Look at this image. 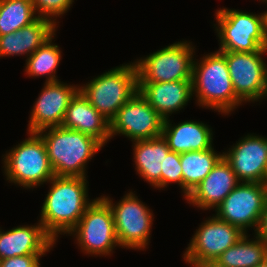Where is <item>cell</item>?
Instances as JSON below:
<instances>
[{
	"label": "cell",
	"instance_id": "obj_22",
	"mask_svg": "<svg viewBox=\"0 0 267 267\" xmlns=\"http://www.w3.org/2000/svg\"><path fill=\"white\" fill-rule=\"evenodd\" d=\"M135 171L152 187L161 190V171L171 151L163 136L133 141Z\"/></svg>",
	"mask_w": 267,
	"mask_h": 267
},
{
	"label": "cell",
	"instance_id": "obj_24",
	"mask_svg": "<svg viewBox=\"0 0 267 267\" xmlns=\"http://www.w3.org/2000/svg\"><path fill=\"white\" fill-rule=\"evenodd\" d=\"M246 233L218 258L217 262L226 267H255L267 258V244L256 233Z\"/></svg>",
	"mask_w": 267,
	"mask_h": 267
},
{
	"label": "cell",
	"instance_id": "obj_6",
	"mask_svg": "<svg viewBox=\"0 0 267 267\" xmlns=\"http://www.w3.org/2000/svg\"><path fill=\"white\" fill-rule=\"evenodd\" d=\"M220 52H256L267 48L262 13L220 8L215 12Z\"/></svg>",
	"mask_w": 267,
	"mask_h": 267
},
{
	"label": "cell",
	"instance_id": "obj_12",
	"mask_svg": "<svg viewBox=\"0 0 267 267\" xmlns=\"http://www.w3.org/2000/svg\"><path fill=\"white\" fill-rule=\"evenodd\" d=\"M245 234L239 227L213 214L212 217H207L203 223L201 222L182 258L186 263L216 261L224 251L236 244Z\"/></svg>",
	"mask_w": 267,
	"mask_h": 267
},
{
	"label": "cell",
	"instance_id": "obj_34",
	"mask_svg": "<svg viewBox=\"0 0 267 267\" xmlns=\"http://www.w3.org/2000/svg\"><path fill=\"white\" fill-rule=\"evenodd\" d=\"M263 184L265 185V187H266V189H267V175H266V178H265Z\"/></svg>",
	"mask_w": 267,
	"mask_h": 267
},
{
	"label": "cell",
	"instance_id": "obj_23",
	"mask_svg": "<svg viewBox=\"0 0 267 267\" xmlns=\"http://www.w3.org/2000/svg\"><path fill=\"white\" fill-rule=\"evenodd\" d=\"M222 157L223 153H217L214 146L206 150L190 151L180 154L183 175L182 195L184 199L211 172Z\"/></svg>",
	"mask_w": 267,
	"mask_h": 267
},
{
	"label": "cell",
	"instance_id": "obj_11",
	"mask_svg": "<svg viewBox=\"0 0 267 267\" xmlns=\"http://www.w3.org/2000/svg\"><path fill=\"white\" fill-rule=\"evenodd\" d=\"M228 64L236 96L255 103L267 98V48L256 52H222Z\"/></svg>",
	"mask_w": 267,
	"mask_h": 267
},
{
	"label": "cell",
	"instance_id": "obj_33",
	"mask_svg": "<svg viewBox=\"0 0 267 267\" xmlns=\"http://www.w3.org/2000/svg\"><path fill=\"white\" fill-rule=\"evenodd\" d=\"M255 267H267V258Z\"/></svg>",
	"mask_w": 267,
	"mask_h": 267
},
{
	"label": "cell",
	"instance_id": "obj_28",
	"mask_svg": "<svg viewBox=\"0 0 267 267\" xmlns=\"http://www.w3.org/2000/svg\"><path fill=\"white\" fill-rule=\"evenodd\" d=\"M172 183L179 185L183 193L180 153L174 151H170L165 157L164 171H161V189Z\"/></svg>",
	"mask_w": 267,
	"mask_h": 267
},
{
	"label": "cell",
	"instance_id": "obj_3",
	"mask_svg": "<svg viewBox=\"0 0 267 267\" xmlns=\"http://www.w3.org/2000/svg\"><path fill=\"white\" fill-rule=\"evenodd\" d=\"M37 133L45 143L55 176L87 178V163L104 147L94 137L63 126L48 127Z\"/></svg>",
	"mask_w": 267,
	"mask_h": 267
},
{
	"label": "cell",
	"instance_id": "obj_26",
	"mask_svg": "<svg viewBox=\"0 0 267 267\" xmlns=\"http://www.w3.org/2000/svg\"><path fill=\"white\" fill-rule=\"evenodd\" d=\"M37 18L32 0H0V36L20 30Z\"/></svg>",
	"mask_w": 267,
	"mask_h": 267
},
{
	"label": "cell",
	"instance_id": "obj_14",
	"mask_svg": "<svg viewBox=\"0 0 267 267\" xmlns=\"http://www.w3.org/2000/svg\"><path fill=\"white\" fill-rule=\"evenodd\" d=\"M222 153L240 182H264L267 175L266 137L247 133Z\"/></svg>",
	"mask_w": 267,
	"mask_h": 267
},
{
	"label": "cell",
	"instance_id": "obj_29",
	"mask_svg": "<svg viewBox=\"0 0 267 267\" xmlns=\"http://www.w3.org/2000/svg\"><path fill=\"white\" fill-rule=\"evenodd\" d=\"M45 255L15 256L0 260V267H40V259Z\"/></svg>",
	"mask_w": 267,
	"mask_h": 267
},
{
	"label": "cell",
	"instance_id": "obj_31",
	"mask_svg": "<svg viewBox=\"0 0 267 267\" xmlns=\"http://www.w3.org/2000/svg\"><path fill=\"white\" fill-rule=\"evenodd\" d=\"M191 267H226L220 265L217 261H204L198 263H187Z\"/></svg>",
	"mask_w": 267,
	"mask_h": 267
},
{
	"label": "cell",
	"instance_id": "obj_2",
	"mask_svg": "<svg viewBox=\"0 0 267 267\" xmlns=\"http://www.w3.org/2000/svg\"><path fill=\"white\" fill-rule=\"evenodd\" d=\"M192 94L197 106L229 115L243 105L236 96L225 55L216 50L200 58H194Z\"/></svg>",
	"mask_w": 267,
	"mask_h": 267
},
{
	"label": "cell",
	"instance_id": "obj_1",
	"mask_svg": "<svg viewBox=\"0 0 267 267\" xmlns=\"http://www.w3.org/2000/svg\"><path fill=\"white\" fill-rule=\"evenodd\" d=\"M85 177L54 176L47 183L49 191L41 206L39 222L55 240L78 224L87 207L94 201L88 197Z\"/></svg>",
	"mask_w": 267,
	"mask_h": 267
},
{
	"label": "cell",
	"instance_id": "obj_17",
	"mask_svg": "<svg viewBox=\"0 0 267 267\" xmlns=\"http://www.w3.org/2000/svg\"><path fill=\"white\" fill-rule=\"evenodd\" d=\"M239 183L230 164L222 157L185 200L190 206L213 210Z\"/></svg>",
	"mask_w": 267,
	"mask_h": 267
},
{
	"label": "cell",
	"instance_id": "obj_32",
	"mask_svg": "<svg viewBox=\"0 0 267 267\" xmlns=\"http://www.w3.org/2000/svg\"><path fill=\"white\" fill-rule=\"evenodd\" d=\"M262 16H263V34H264L266 42H267V11H264L262 13Z\"/></svg>",
	"mask_w": 267,
	"mask_h": 267
},
{
	"label": "cell",
	"instance_id": "obj_35",
	"mask_svg": "<svg viewBox=\"0 0 267 267\" xmlns=\"http://www.w3.org/2000/svg\"><path fill=\"white\" fill-rule=\"evenodd\" d=\"M259 1H261V2H263V3H264V2H265V3L267 2V0H259Z\"/></svg>",
	"mask_w": 267,
	"mask_h": 267
},
{
	"label": "cell",
	"instance_id": "obj_25",
	"mask_svg": "<svg viewBox=\"0 0 267 267\" xmlns=\"http://www.w3.org/2000/svg\"><path fill=\"white\" fill-rule=\"evenodd\" d=\"M56 32L26 59L25 74L29 77H46L45 82L58 81L57 69L62 60L61 48L53 43Z\"/></svg>",
	"mask_w": 267,
	"mask_h": 267
},
{
	"label": "cell",
	"instance_id": "obj_13",
	"mask_svg": "<svg viewBox=\"0 0 267 267\" xmlns=\"http://www.w3.org/2000/svg\"><path fill=\"white\" fill-rule=\"evenodd\" d=\"M164 118L137 91L110 121L111 139L123 135L130 141L162 136Z\"/></svg>",
	"mask_w": 267,
	"mask_h": 267
},
{
	"label": "cell",
	"instance_id": "obj_21",
	"mask_svg": "<svg viewBox=\"0 0 267 267\" xmlns=\"http://www.w3.org/2000/svg\"><path fill=\"white\" fill-rule=\"evenodd\" d=\"M51 20L38 17L31 24L13 33L0 36V58L32 55L56 31Z\"/></svg>",
	"mask_w": 267,
	"mask_h": 267
},
{
	"label": "cell",
	"instance_id": "obj_20",
	"mask_svg": "<svg viewBox=\"0 0 267 267\" xmlns=\"http://www.w3.org/2000/svg\"><path fill=\"white\" fill-rule=\"evenodd\" d=\"M61 126L90 135L103 146L111 139L110 121L100 114L80 91L70 101Z\"/></svg>",
	"mask_w": 267,
	"mask_h": 267
},
{
	"label": "cell",
	"instance_id": "obj_4",
	"mask_svg": "<svg viewBox=\"0 0 267 267\" xmlns=\"http://www.w3.org/2000/svg\"><path fill=\"white\" fill-rule=\"evenodd\" d=\"M27 134L28 138L2 156V169L6 181L28 190L47 184L55 175L42 137L37 132Z\"/></svg>",
	"mask_w": 267,
	"mask_h": 267
},
{
	"label": "cell",
	"instance_id": "obj_8",
	"mask_svg": "<svg viewBox=\"0 0 267 267\" xmlns=\"http://www.w3.org/2000/svg\"><path fill=\"white\" fill-rule=\"evenodd\" d=\"M195 47L183 39L136 59L138 83L192 80Z\"/></svg>",
	"mask_w": 267,
	"mask_h": 267
},
{
	"label": "cell",
	"instance_id": "obj_19",
	"mask_svg": "<svg viewBox=\"0 0 267 267\" xmlns=\"http://www.w3.org/2000/svg\"><path fill=\"white\" fill-rule=\"evenodd\" d=\"M169 118L164 119L162 136L171 151L184 153L206 150L213 147V130L203 121L186 120L173 123Z\"/></svg>",
	"mask_w": 267,
	"mask_h": 267
},
{
	"label": "cell",
	"instance_id": "obj_7",
	"mask_svg": "<svg viewBox=\"0 0 267 267\" xmlns=\"http://www.w3.org/2000/svg\"><path fill=\"white\" fill-rule=\"evenodd\" d=\"M110 207L121 248L146 251L150 245L153 210L143 203L136 193L128 191L117 203L113 198L100 196Z\"/></svg>",
	"mask_w": 267,
	"mask_h": 267
},
{
	"label": "cell",
	"instance_id": "obj_5",
	"mask_svg": "<svg viewBox=\"0 0 267 267\" xmlns=\"http://www.w3.org/2000/svg\"><path fill=\"white\" fill-rule=\"evenodd\" d=\"M87 101L108 121L138 91V72L135 62L116 66L79 85Z\"/></svg>",
	"mask_w": 267,
	"mask_h": 267
},
{
	"label": "cell",
	"instance_id": "obj_16",
	"mask_svg": "<svg viewBox=\"0 0 267 267\" xmlns=\"http://www.w3.org/2000/svg\"><path fill=\"white\" fill-rule=\"evenodd\" d=\"M56 241L39 222L19 225L7 231L0 227V260L25 255H46Z\"/></svg>",
	"mask_w": 267,
	"mask_h": 267
},
{
	"label": "cell",
	"instance_id": "obj_15",
	"mask_svg": "<svg viewBox=\"0 0 267 267\" xmlns=\"http://www.w3.org/2000/svg\"><path fill=\"white\" fill-rule=\"evenodd\" d=\"M79 91V85L60 80L44 82L40 95L33 104L28 132H38L48 127L61 126L70 101Z\"/></svg>",
	"mask_w": 267,
	"mask_h": 267
},
{
	"label": "cell",
	"instance_id": "obj_18",
	"mask_svg": "<svg viewBox=\"0 0 267 267\" xmlns=\"http://www.w3.org/2000/svg\"><path fill=\"white\" fill-rule=\"evenodd\" d=\"M138 91L164 119L184 110L192 100V81L138 83Z\"/></svg>",
	"mask_w": 267,
	"mask_h": 267
},
{
	"label": "cell",
	"instance_id": "obj_27",
	"mask_svg": "<svg viewBox=\"0 0 267 267\" xmlns=\"http://www.w3.org/2000/svg\"><path fill=\"white\" fill-rule=\"evenodd\" d=\"M74 0H32L34 11L38 17L51 20L56 26L61 18L70 10Z\"/></svg>",
	"mask_w": 267,
	"mask_h": 267
},
{
	"label": "cell",
	"instance_id": "obj_10",
	"mask_svg": "<svg viewBox=\"0 0 267 267\" xmlns=\"http://www.w3.org/2000/svg\"><path fill=\"white\" fill-rule=\"evenodd\" d=\"M267 199L263 183L240 182L215 208V215L244 233L258 230Z\"/></svg>",
	"mask_w": 267,
	"mask_h": 267
},
{
	"label": "cell",
	"instance_id": "obj_30",
	"mask_svg": "<svg viewBox=\"0 0 267 267\" xmlns=\"http://www.w3.org/2000/svg\"><path fill=\"white\" fill-rule=\"evenodd\" d=\"M256 234L267 244V199Z\"/></svg>",
	"mask_w": 267,
	"mask_h": 267
},
{
	"label": "cell",
	"instance_id": "obj_9",
	"mask_svg": "<svg viewBox=\"0 0 267 267\" xmlns=\"http://www.w3.org/2000/svg\"><path fill=\"white\" fill-rule=\"evenodd\" d=\"M68 236L89 256H111L113 249L120 247L111 209L101 197L94 198Z\"/></svg>",
	"mask_w": 267,
	"mask_h": 267
}]
</instances>
